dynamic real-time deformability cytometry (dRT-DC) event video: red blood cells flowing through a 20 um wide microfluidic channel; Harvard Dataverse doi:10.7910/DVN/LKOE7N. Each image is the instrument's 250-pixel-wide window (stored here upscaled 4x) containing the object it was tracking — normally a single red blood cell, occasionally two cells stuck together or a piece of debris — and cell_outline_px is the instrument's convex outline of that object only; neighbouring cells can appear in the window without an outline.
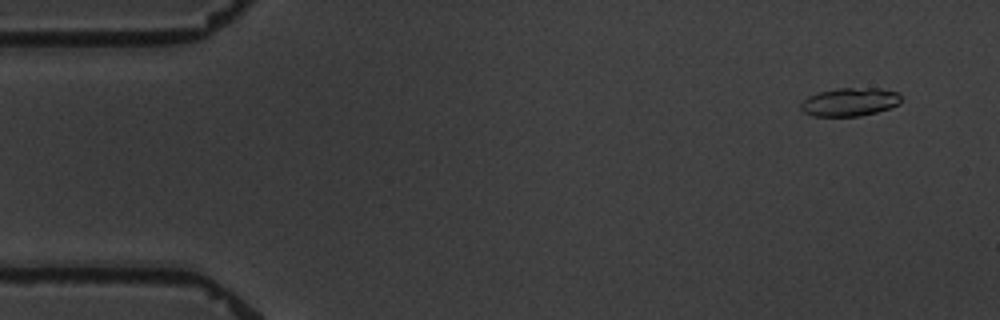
{"species": "common noctule bat (a hibernating species)", "species_latin": "Nyctalus noctula", "temperature_condition": "warm", "stored_images_in_passage": 4, "camera_frame_rate_fps": 3000, "um_per_image_px": 0.085, "animal": {"sex": "male", "body_mass_g": 19.5, "forearm_length_mm": 54.6}, "frame": {"image": 1, "passage_image": 1, "time_ms": 0.0, "image_size_px": [1000, 320], "cell_outline_px": [[900, 104], [876, 112], [860, 116], [812, 116], [804, 112], [800, 108], [800, 104], [808, 96], [820, 92], [840, 88], [880, 88], [900, 92]], "centroid_in_image_um": [72.24, 8.66], "position_along_channel_um": 12.8, "area_um2": 16.53}}